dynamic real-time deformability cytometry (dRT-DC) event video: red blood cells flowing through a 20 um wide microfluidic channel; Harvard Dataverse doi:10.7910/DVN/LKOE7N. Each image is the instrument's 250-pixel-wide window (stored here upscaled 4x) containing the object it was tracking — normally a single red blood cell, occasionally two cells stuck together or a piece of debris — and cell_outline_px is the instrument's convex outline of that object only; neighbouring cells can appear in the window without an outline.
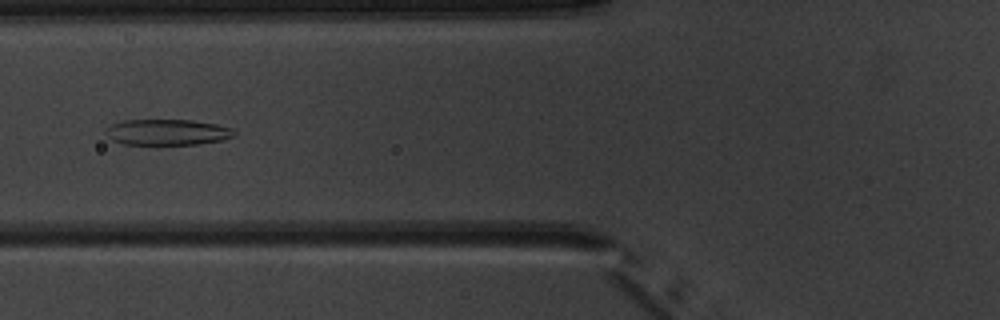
{"species": "common noctule bat (a hibernating species)", "species_latin": "Nyctalus noctula", "temperature_condition": "warm", "stored_images_in_passage": 6, "camera_frame_rate_fps": 3000, "um_per_image_px": 0.085, "animal": {"sex": "male", "body_mass_g": 20.1, "forearm_length_mm": 53.5}, "frame": {"image": 1, "passage_image": 5, "time_ms": 4.667, "image_size_px": [1000, 320], "cell_outline_px": [[236, 136], [224, 140], [200, 144], [124, 144], [112, 140], [104, 132], [104, 128], [112, 124], [124, 120], [192, 120], [216, 124], [232, 128], [236, 132]], "centroid_in_image_um": [14.24, 11.23], "position_along_channel_um": 111.6, "area_um2": 19.54}}
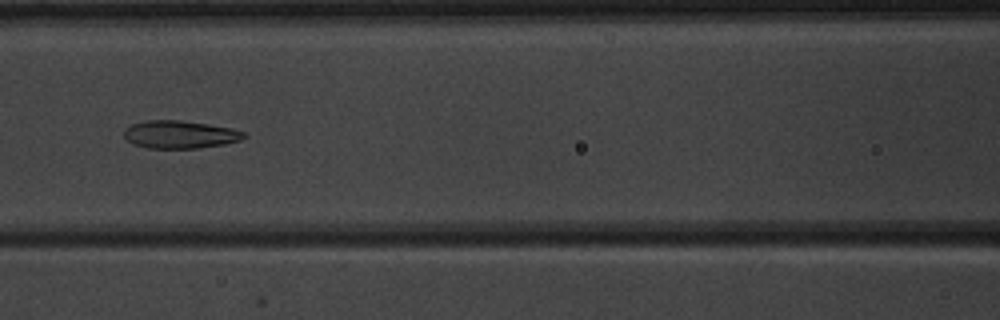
{"frame": {"image": 2, "passage_image": 6, "time_ms": 5.667, "image_size_px": [1000, 320], "cell_outline_px": [[248, 136], [240, 140], [224, 144], [200, 148], [148, 148], [132, 144], [124, 140], [124, 128], [132, 124], [144, 120], [180, 120], [208, 124], [232, 128], [244, 132]], "centroid_in_image_um": [15.26, 11.43], "position_along_channel_um": 151.3, "area_um2": 19.65}}